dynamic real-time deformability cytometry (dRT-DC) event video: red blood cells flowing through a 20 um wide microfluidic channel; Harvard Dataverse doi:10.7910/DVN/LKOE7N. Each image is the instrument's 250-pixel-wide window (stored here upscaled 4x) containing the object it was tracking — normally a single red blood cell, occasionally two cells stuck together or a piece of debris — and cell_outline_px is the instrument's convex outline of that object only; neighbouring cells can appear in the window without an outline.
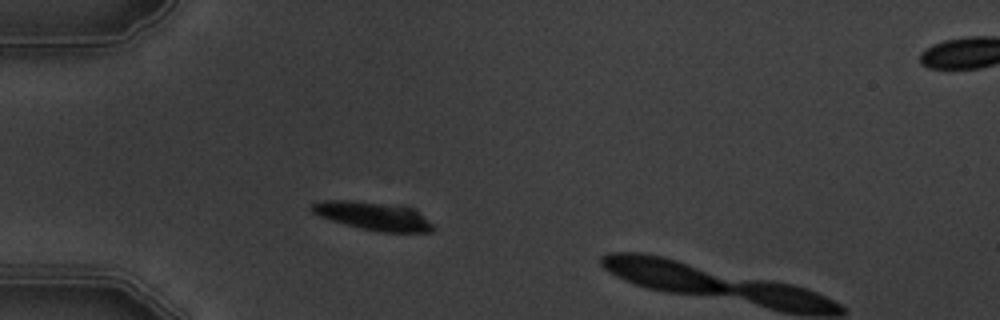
{"species": "common noctule bat (a hibernating species)", "species_latin": "Nyctalus noctula", "temperature_condition": "warm", "stored_images_in_passage": 2, "camera_frame_rate_fps": 3000, "um_per_image_px": 0.085, "animal": {"sex": "male", "body_mass_g": 19.5, "forearm_length_mm": 54.6}, "frame": {"image": 1, "passage_image": 1, "time_ms": 0.0, "image_size_px": [1000, 320], "cell_outline_px": [[436, 228], [432, 232], [376, 232], [344, 224], [320, 216], [312, 212], [312, 204], [324, 200], [344, 200], [412, 208], [432, 224]], "centroid_in_image_um": [31.72, 18.39], "position_along_channel_um": 53.3, "area_um2": 19.36}}